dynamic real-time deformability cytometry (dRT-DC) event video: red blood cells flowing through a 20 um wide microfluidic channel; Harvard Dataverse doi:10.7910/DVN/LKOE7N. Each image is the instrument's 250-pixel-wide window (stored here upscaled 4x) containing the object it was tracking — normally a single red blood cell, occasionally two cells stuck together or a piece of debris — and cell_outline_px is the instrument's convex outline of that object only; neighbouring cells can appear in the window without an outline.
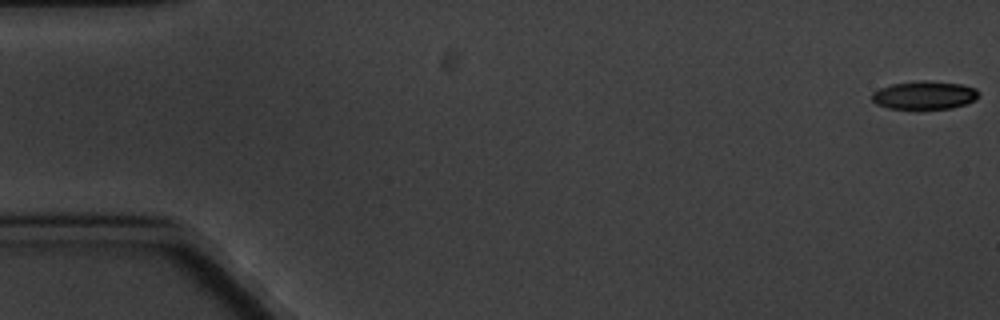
{"species": "common noctule bat (a hibernating species)", "species_latin": "Nyctalus noctula", "temperature_condition": "cold", "stored_images_in_passage": 6, "camera_frame_rate_fps": 3000, "um_per_image_px": 0.085, "animal": {"sex": "male", "body_mass_g": 20.1, "forearm_length_mm": 53.5}, "frame": {"image": 1, "passage_image": 1, "time_ms": 0.0, "image_size_px": [1000, 320], "cell_outline_px": [[980, 96], [976, 100], [952, 108], [916, 112], [888, 108], [876, 104], [872, 100], [872, 92], [880, 88], [892, 84], [920, 80], [928, 80], [960, 84], [976, 88], [980, 92]], "centroid_in_image_um": [78.58, 8.14], "position_along_channel_um": 6.4, "area_um2": 18.5}}
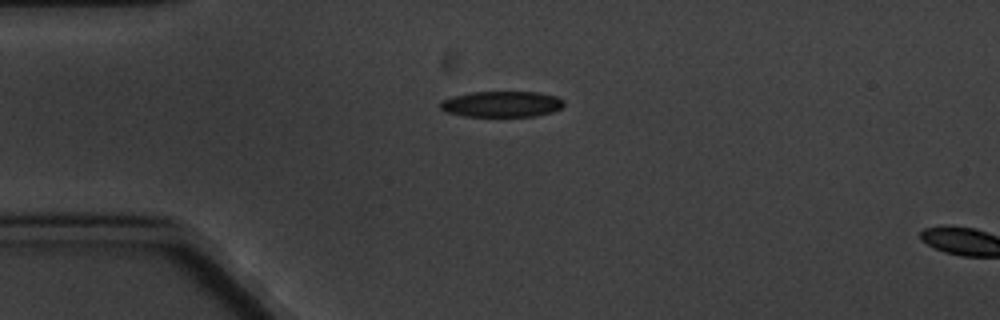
{"frame": {"image": 2, "passage_image": 5, "time_ms": 4.667, "image_size_px": [1000, 320], "cell_outline_px": [[564, 104], [560, 108], [552, 112], [536, 116], [464, 116], [444, 112], [440, 108], [440, 100], [452, 96], [472, 92], [540, 92], [556, 96], [564, 100]], "centroid_in_image_um": [42.62, 8.84], "position_along_channel_um": 42.4, "area_um2": 18.79}}